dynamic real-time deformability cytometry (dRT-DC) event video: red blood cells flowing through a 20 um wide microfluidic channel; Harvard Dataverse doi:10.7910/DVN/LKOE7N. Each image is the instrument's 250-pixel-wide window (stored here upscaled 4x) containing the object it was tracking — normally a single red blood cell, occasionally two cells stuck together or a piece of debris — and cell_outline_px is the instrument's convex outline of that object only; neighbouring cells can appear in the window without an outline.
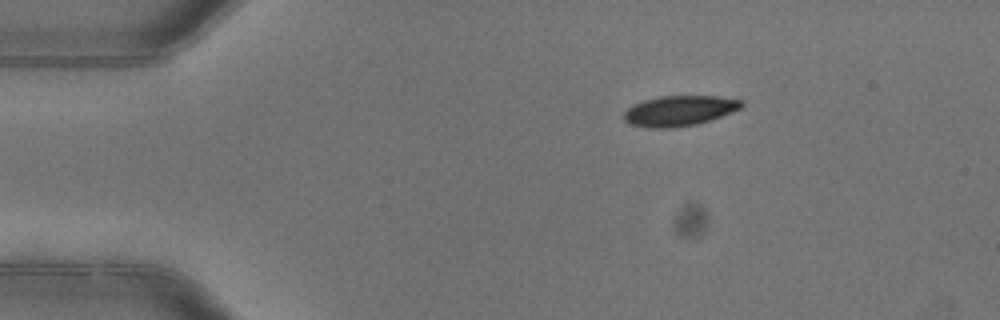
{"species": "common noctule bat (a hibernating species)", "species_latin": "Nyctalus noctula", "temperature_condition": "warm", "stored_images_in_passage": 4, "camera_frame_rate_fps": 3000, "um_per_image_px": 0.085, "animal": {"sex": "female"}, "frame": {"image": 1, "passage_image": 1, "time_ms": 0.0, "image_size_px": [1000, 320], "cell_outline_px": [[744, 104], [740, 108], [720, 116], [696, 124], [676, 128], [648, 128], [628, 124], [624, 120], [624, 112], [632, 104], [644, 100], [660, 96], [716, 96], [744, 100]], "centroid_in_image_um": [57.7, 9.42], "position_along_channel_um": 27.3, "area_um2": 20.81}}
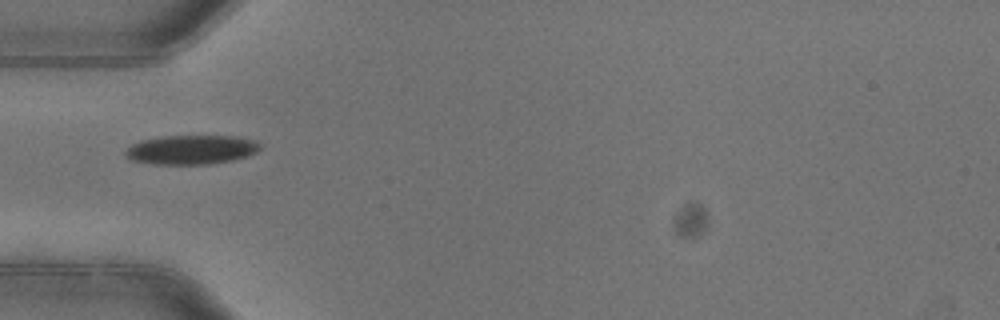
{"frame": {"image": 2, "passage_image": 3, "time_ms": 0.667, "image_size_px": [1000, 320], "cell_outline_px": [[260, 148], [256, 152], [232, 160], [208, 164], [152, 164], [128, 160], [124, 152], [132, 144], [140, 140], [160, 136], [236, 136], [256, 140], [260, 144]], "centroid_in_image_um": [16.21, 12.72], "position_along_channel_um": 68.8, "area_um2": 23.0}}